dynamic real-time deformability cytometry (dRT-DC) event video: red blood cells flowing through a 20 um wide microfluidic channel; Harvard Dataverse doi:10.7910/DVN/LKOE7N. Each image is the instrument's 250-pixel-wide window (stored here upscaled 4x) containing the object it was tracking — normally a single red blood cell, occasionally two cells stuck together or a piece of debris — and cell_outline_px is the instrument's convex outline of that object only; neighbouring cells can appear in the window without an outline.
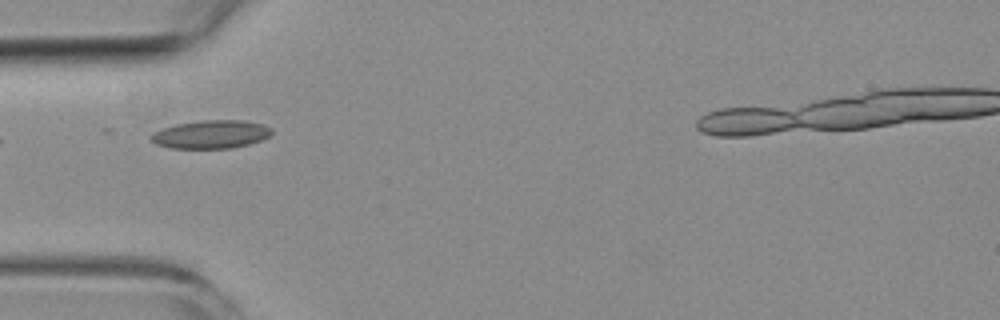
{"species": "common noctule bat (a hibernating species)", "species_latin": "Nyctalus noctula", "temperature_condition": "room temperature", "stored_images_in_passage": 5, "camera_frame_rate_fps": 3000, "um_per_image_px": 0.085, "animal": {"sex": "female", "body_mass_g": 19.3, "forearm_length_mm": 54.1}, "frame": {"image": 1, "passage_image": 3, "time_ms": 2.333, "image_size_px": [1000, 320], "cell_outline_px": [[272, 132], [268, 136], [260, 140], [248, 144], [232, 148], [172, 148], [156, 144], [148, 136], [152, 132], [176, 124], [204, 120], [244, 120], [264, 124], [272, 128]], "centroid_in_image_um": [17.93, 11.41], "position_along_channel_um": 67.1, "area_um2": 19.83}}
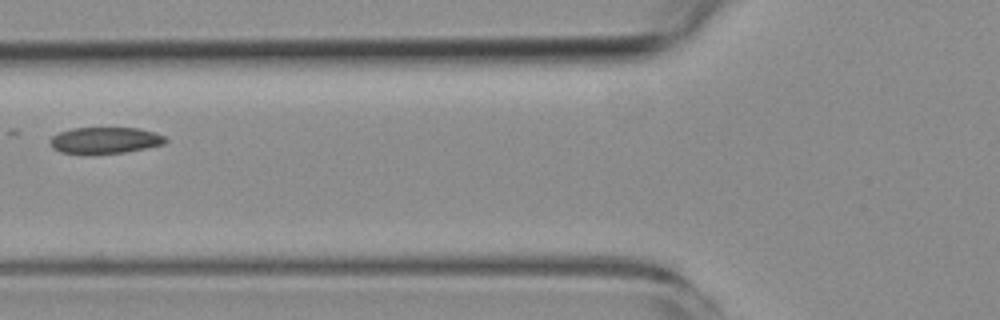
{"frame": {"image": 2, "passage_image": 4, "time_ms": 3.667, "image_size_px": [1000, 320], "cell_outline_px": [[168, 140], [164, 144], [124, 152], [60, 152], [52, 148], [48, 140], [52, 136], [60, 132], [72, 128], [140, 128], [156, 132], [164, 136]], "centroid_in_image_um": [8.94, 11.89], "position_along_channel_um": 116.9, "area_um2": 17.34}}
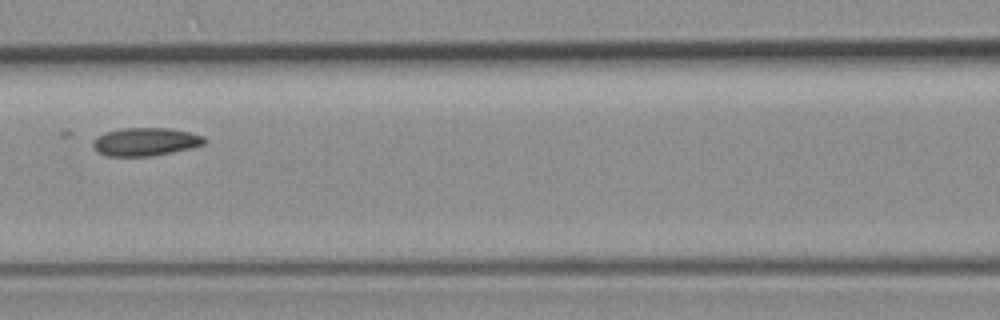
{"frame": {"image": 3, "passage_image": 5, "time_ms": 4.667, "image_size_px": [1000, 320], "cell_outline_px": [[208, 140], [204, 144], [192, 148], [152, 156], [108, 156], [100, 152], [92, 144], [92, 140], [96, 136], [104, 132], [120, 128], [168, 128], [188, 132], [204, 136]], "centroid_in_image_um": [12.37, 12.04], "position_along_channel_um": 154.2, "area_um2": 18.32}}